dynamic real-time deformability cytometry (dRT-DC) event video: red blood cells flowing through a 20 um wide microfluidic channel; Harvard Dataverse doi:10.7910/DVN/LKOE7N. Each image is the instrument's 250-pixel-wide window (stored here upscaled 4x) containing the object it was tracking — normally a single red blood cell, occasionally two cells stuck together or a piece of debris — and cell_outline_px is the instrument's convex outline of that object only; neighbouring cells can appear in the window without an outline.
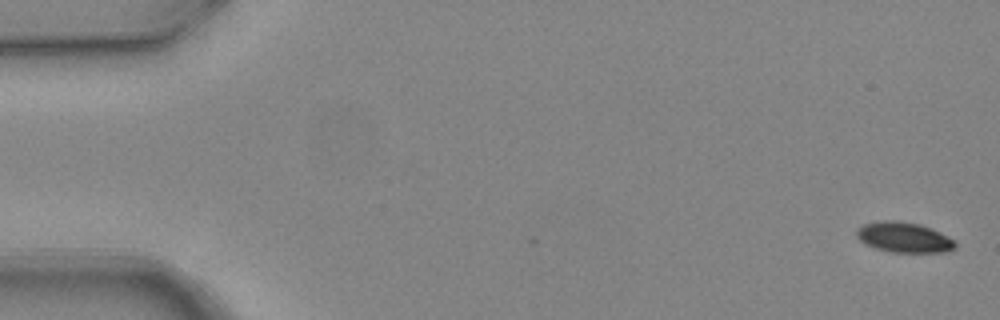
{"species": "common noctule bat (a hibernating species)", "species_latin": "Nyctalus noctula", "temperature_condition": "warm", "stored_images_in_passage": 3, "camera_frame_rate_fps": 3000, "um_per_image_px": 0.085, "animal": {"sex": "female", "body_mass_g": 24.6, "forearm_length_mm": 56.2}, "frame": {"image": 1, "passage_image": 1, "time_ms": 0.0, "image_size_px": [1000, 320], "cell_outline_px": [[956, 248], [944, 252], [892, 252], [876, 248], [864, 244], [856, 236], [856, 228], [864, 224], [880, 220], [896, 220], [920, 224], [940, 232], [956, 240]], "centroid_in_image_um": [76.83, 20.16], "position_along_channel_um": 8.2, "area_um2": 17.57}}
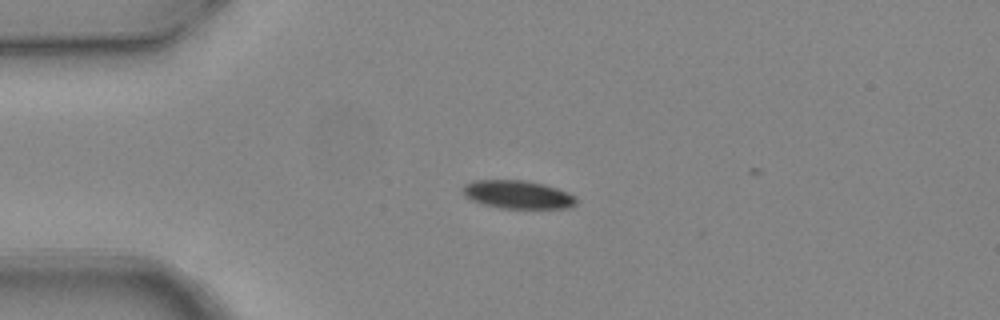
{"frame": {"image": 2, "passage_image": 2, "time_ms": 0.333, "image_size_px": [1000, 320], "cell_outline_px": [[576, 204], [564, 208], [500, 208], [484, 204], [472, 200], [464, 196], [464, 184], [476, 180], [524, 180], [544, 184], [568, 192], [576, 200]], "centroid_in_image_um": [43.98, 16.53], "position_along_channel_um": 41.0, "area_um2": 18.38}}